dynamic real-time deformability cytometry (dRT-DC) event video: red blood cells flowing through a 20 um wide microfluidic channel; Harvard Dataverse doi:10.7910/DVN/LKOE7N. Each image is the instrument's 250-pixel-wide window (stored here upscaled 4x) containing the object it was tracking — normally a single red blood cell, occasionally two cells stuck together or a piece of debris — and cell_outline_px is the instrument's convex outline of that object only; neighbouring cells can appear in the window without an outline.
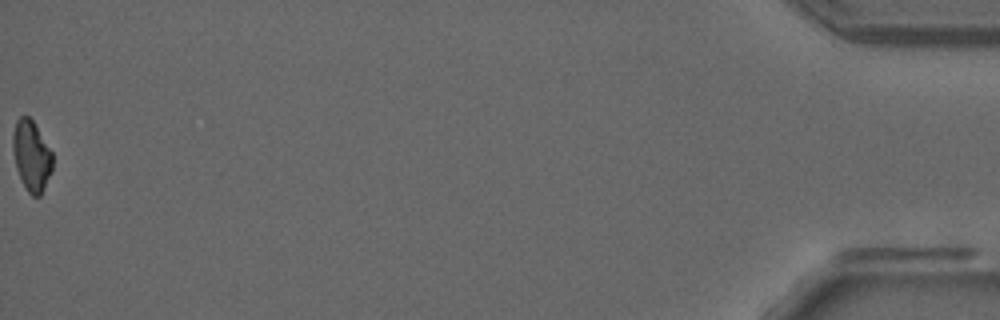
{"species": "common noctule bat (a hibernating species)", "species_latin": "Nyctalus noctula", "temperature_condition": "room temperature", "stored_images_in_passage": 38, "camera_frame_rate_fps": 3000, "um_per_image_px": 0.085, "animal": {"sex": "male", "forearm_length_mm": 52.5}, "frame": {"image": 1, "passage_image": 38, "time_ms": 12.333, "image_size_px": [1000, 320], "cell_outline_px": [[52, 172], [40, 196], [32, 196], [28, 192], [16, 168], [12, 152], [12, 132], [16, 120], [20, 116], [28, 116], [32, 120], [52, 152]], "centroid_in_image_um": [2.66, 13.23], "position_along_channel_um": 432.5, "area_um2": 16.3}, "authors_computed_cell_mechanics": {"area_um2": 17.4556, "velocity_mm_per_s": 3.9088, "shape_relaxation_time_tau1_ms": 11.1187, "shape_relaxation_time_tau2_ms": 7.119, "deformation_change_tau1": 0.2528, "deformation_change_tau2": 0.1479}}